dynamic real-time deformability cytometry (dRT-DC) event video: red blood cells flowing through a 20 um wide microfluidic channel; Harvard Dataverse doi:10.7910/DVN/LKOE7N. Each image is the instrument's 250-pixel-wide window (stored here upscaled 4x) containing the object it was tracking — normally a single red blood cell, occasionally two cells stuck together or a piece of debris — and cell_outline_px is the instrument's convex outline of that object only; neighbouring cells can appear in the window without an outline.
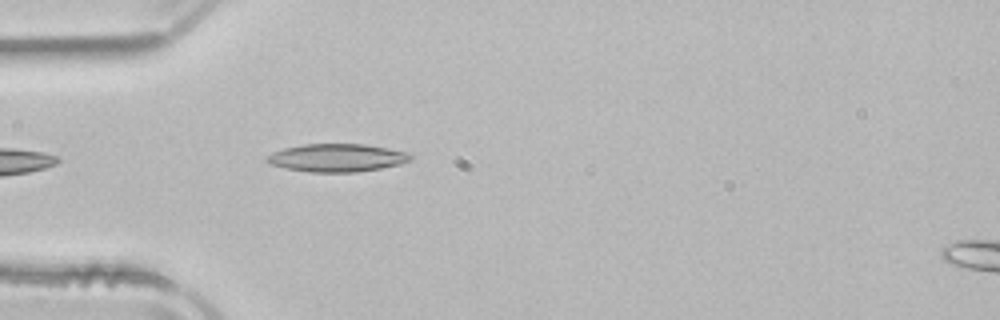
{"species": "common noctule bat (a hibernating species)", "species_latin": "Nyctalus noctula", "temperature_condition": "room temperature", "stored_images_in_passage": 4, "camera_frame_rate_fps": 3000, "um_per_image_px": 0.085, "animal": {"sex": "male", "body_mass_g": 21.5, "forearm_length_mm": 52.0}, "frame": {"image": 1, "passage_image": 4, "time_ms": 1.0, "image_size_px": [1000, 320], "cell_outline_px": [[412, 156], [408, 160], [400, 164], [380, 168], [356, 172], [308, 172], [284, 168], [268, 164], [264, 160], [264, 156], [272, 152], [284, 148], [304, 144], [364, 144], [388, 148], [408, 152]], "centroid_in_image_um": [28.56, 13.41], "position_along_channel_um": 56.4, "area_um2": 23.52}}